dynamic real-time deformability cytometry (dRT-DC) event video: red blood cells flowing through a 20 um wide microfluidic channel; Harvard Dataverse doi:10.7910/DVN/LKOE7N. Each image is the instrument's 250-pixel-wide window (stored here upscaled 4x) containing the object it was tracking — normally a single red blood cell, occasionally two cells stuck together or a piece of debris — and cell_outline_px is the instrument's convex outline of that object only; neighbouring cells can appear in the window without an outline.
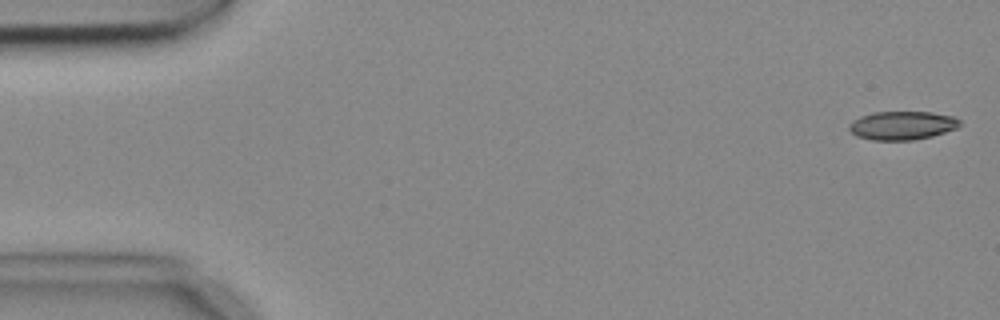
{"species": "common noctule bat (a hibernating species)", "species_latin": "Nyctalus noctula", "temperature_condition": "cold", "stored_images_in_passage": 5, "camera_frame_rate_fps": 3000, "um_per_image_px": 0.085, "animal": {"sex": "female", "body_mass_g": 18.4}, "frame": {"image": 1, "passage_image": 1, "time_ms": 0.0, "image_size_px": [1000, 320], "cell_outline_px": [[960, 124], [956, 128], [932, 136], [912, 140], [872, 140], [856, 136], [848, 128], [848, 124], [852, 120], [860, 116], [872, 112], [932, 112], [952, 116], [960, 120]], "centroid_in_image_um": [76.64, 10.66], "position_along_channel_um": 8.4, "area_um2": 18.44}}